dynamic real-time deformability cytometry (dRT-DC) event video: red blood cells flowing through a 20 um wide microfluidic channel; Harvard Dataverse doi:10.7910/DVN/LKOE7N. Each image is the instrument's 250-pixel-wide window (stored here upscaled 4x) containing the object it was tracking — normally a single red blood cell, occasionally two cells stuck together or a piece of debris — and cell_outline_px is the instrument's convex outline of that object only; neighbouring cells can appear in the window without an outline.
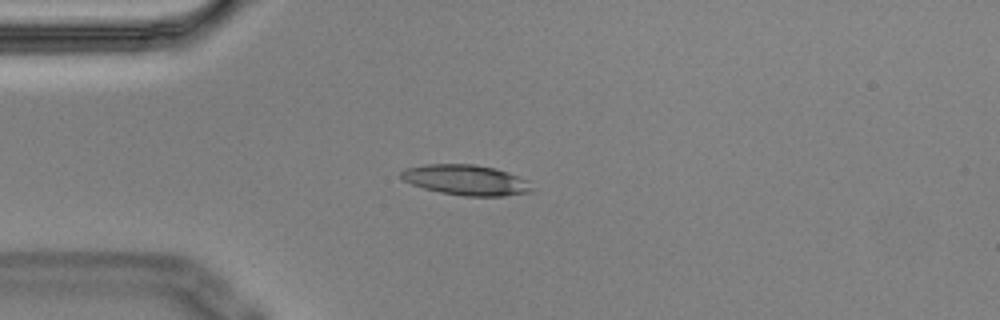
{"species": "Egyptian fruit bat (a non-hibernating species)", "species_latin": "Rousettus aegyptiacus", "temperature_condition": "cold", "stored_images_in_passage": 9, "camera_frame_rate_fps": 3000, "um_per_image_px": 0.085, "animal": {"sex": "male"}, "frame": {"image": 1, "passage_image": 3, "time_ms": 0.667, "image_size_px": [1000, 320], "cell_outline_px": [[532, 192], [504, 196], [464, 196], [440, 192], [424, 188], [412, 184], [404, 180], [400, 176], [400, 172], [404, 168], [424, 164], [472, 164], [496, 168], [508, 172], [528, 180]], "centroid_in_image_um": [39.6, 15.29], "position_along_channel_um": 45.4, "area_um2": 23.18}}
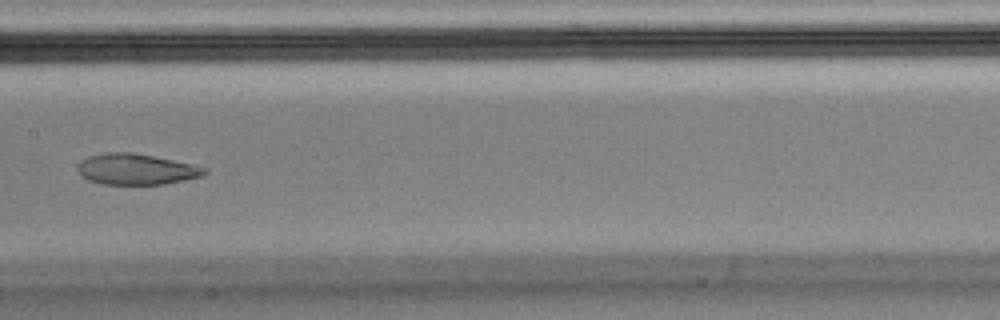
{"frame": {"image": 2, "passage_image": 7, "time_ms": 2.0, "image_size_px": [1000, 320], "cell_outline_px": [[208, 172], [200, 176], [184, 180], [164, 184], [104, 184], [88, 180], [80, 172], [80, 160], [88, 156], [104, 152], [132, 152], [192, 164], [208, 168]], "centroid_in_image_um": [11.6, 14.38], "position_along_channel_um": 195.8, "area_um2": 22.54}}
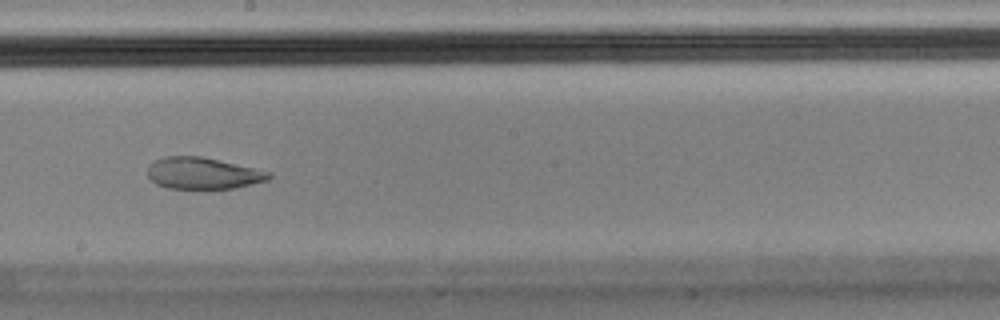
{"frame": {"image": 3, "passage_image": 8, "time_ms": 2.333, "image_size_px": [1000, 320], "cell_outline_px": [[272, 176], [268, 180], [236, 188], [168, 188], [156, 184], [148, 176], [148, 164], [164, 156], [200, 156], [272, 172]], "centroid_in_image_um": [17.25, 14.72], "position_along_channel_um": 231.0, "area_um2": 22.2}}